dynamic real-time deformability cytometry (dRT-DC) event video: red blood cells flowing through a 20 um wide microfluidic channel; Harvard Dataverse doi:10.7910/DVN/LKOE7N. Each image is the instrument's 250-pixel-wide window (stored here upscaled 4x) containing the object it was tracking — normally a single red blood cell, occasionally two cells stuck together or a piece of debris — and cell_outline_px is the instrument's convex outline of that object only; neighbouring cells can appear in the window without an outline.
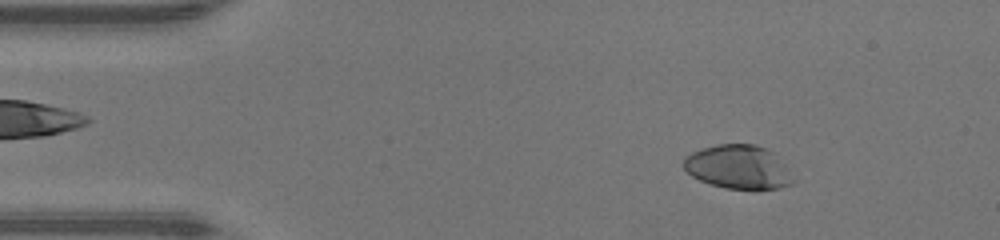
{"species": "human", "species_latin": "Homo sapiens", "temperature_condition": "warm", "stored_images_in_passage": 46, "camera_frame_rate_fps": 3000, "um_per_image_px": 0.085, "donor": {"sex": "male"}, "frame": {"image": 1, "passage_image": 6, "time_ms": 1.667, "image_size_px": [1000, 240], "cell_outline_px": [[796, 180], [792, 184], [780, 188], [724, 188], [708, 184], [692, 176], [684, 168], [684, 156], [692, 152], [716, 144], [756, 144], [768, 148], [788, 168]], "centroid_in_image_um": [62.77, 14.19], "position_along_channel_um": 22.2, "area_um2": 27.98}}
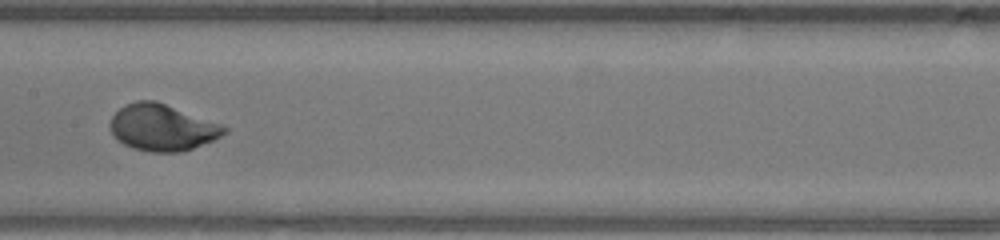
{"frame": {"image": 2, "passage_image": 23, "time_ms": 7.333, "image_size_px": [1000, 240], "cell_outline_px": [[228, 132], [212, 140], [192, 148], [180, 152], [152, 152], [132, 148], [116, 140], [108, 124], [112, 116], [120, 108], [136, 100], [156, 100], [220, 124], [228, 128]], "centroid_in_image_um": [13.75, 10.84], "position_along_channel_um": 193.6, "area_um2": 30.75}}
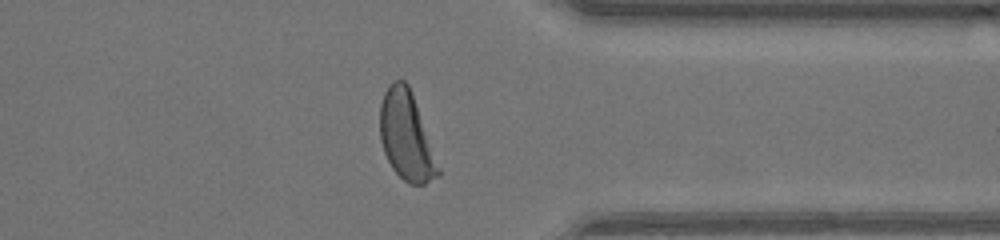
{"frame": {"image": 3, "passage_image": 36, "time_ms": 11.667, "image_size_px": [1000, 240], "cell_outline_px": [[440, 176], [424, 184], [408, 184], [392, 168], [384, 152], [380, 140], [380, 104], [384, 92], [388, 84], [392, 80], [404, 80], [408, 84], [440, 168]], "centroid_in_image_um": [34.52, 11.57], "position_along_channel_um": 376.9, "area_um2": 29.71}, "authors_computed_cell_mechanics": {"area_um2": 29.7959, "velocity_mm_per_s": 4.4074, "shape_relaxation_time_tau1_ms": 2.6175, "shape_relaxation_time_tau2_ms": null, "deformation_change_tau1": 0.2051, "deformation_change_tau2": null}}